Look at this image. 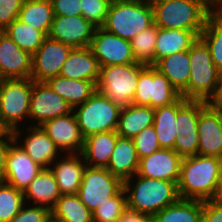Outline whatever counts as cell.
Wrapping results in <instances>:
<instances>
[{
  "label": "cell",
  "instance_id": "603a6c76",
  "mask_svg": "<svg viewBox=\"0 0 222 222\" xmlns=\"http://www.w3.org/2000/svg\"><path fill=\"white\" fill-rule=\"evenodd\" d=\"M118 136L116 131H108L86 137L80 154L86 166L107 168Z\"/></svg>",
  "mask_w": 222,
  "mask_h": 222
},
{
  "label": "cell",
  "instance_id": "30bf717a",
  "mask_svg": "<svg viewBox=\"0 0 222 222\" xmlns=\"http://www.w3.org/2000/svg\"><path fill=\"white\" fill-rule=\"evenodd\" d=\"M123 188V182L107 168L86 166L78 190L81 202L93 212Z\"/></svg>",
  "mask_w": 222,
  "mask_h": 222
},
{
  "label": "cell",
  "instance_id": "f1b7e54d",
  "mask_svg": "<svg viewBox=\"0 0 222 222\" xmlns=\"http://www.w3.org/2000/svg\"><path fill=\"white\" fill-rule=\"evenodd\" d=\"M24 199H32L34 203L42 206L49 205L51 210L61 193L58 188L57 181L50 168H43V170L30 182L29 186L23 192Z\"/></svg>",
  "mask_w": 222,
  "mask_h": 222
},
{
  "label": "cell",
  "instance_id": "ee69618b",
  "mask_svg": "<svg viewBox=\"0 0 222 222\" xmlns=\"http://www.w3.org/2000/svg\"><path fill=\"white\" fill-rule=\"evenodd\" d=\"M199 136L176 135L174 151L182 158L197 155Z\"/></svg>",
  "mask_w": 222,
  "mask_h": 222
},
{
  "label": "cell",
  "instance_id": "d590c367",
  "mask_svg": "<svg viewBox=\"0 0 222 222\" xmlns=\"http://www.w3.org/2000/svg\"><path fill=\"white\" fill-rule=\"evenodd\" d=\"M199 100H186L181 96L177 100L175 131L178 135L199 136L198 134Z\"/></svg>",
  "mask_w": 222,
  "mask_h": 222
},
{
  "label": "cell",
  "instance_id": "b9f144b4",
  "mask_svg": "<svg viewBox=\"0 0 222 222\" xmlns=\"http://www.w3.org/2000/svg\"><path fill=\"white\" fill-rule=\"evenodd\" d=\"M51 217V210L48 206H34L27 209L21 207L19 213L9 222H47Z\"/></svg>",
  "mask_w": 222,
  "mask_h": 222
},
{
  "label": "cell",
  "instance_id": "4316f807",
  "mask_svg": "<svg viewBox=\"0 0 222 222\" xmlns=\"http://www.w3.org/2000/svg\"><path fill=\"white\" fill-rule=\"evenodd\" d=\"M28 131H32L25 139V144L21 147L28 156L43 168H49L59 150L53 140L45 133L41 126H32Z\"/></svg>",
  "mask_w": 222,
  "mask_h": 222
},
{
  "label": "cell",
  "instance_id": "f35d334b",
  "mask_svg": "<svg viewBox=\"0 0 222 222\" xmlns=\"http://www.w3.org/2000/svg\"><path fill=\"white\" fill-rule=\"evenodd\" d=\"M125 191L122 188L115 196L96 208L93 214V222H117L127 208Z\"/></svg>",
  "mask_w": 222,
  "mask_h": 222
},
{
  "label": "cell",
  "instance_id": "7a4b0ae2",
  "mask_svg": "<svg viewBox=\"0 0 222 222\" xmlns=\"http://www.w3.org/2000/svg\"><path fill=\"white\" fill-rule=\"evenodd\" d=\"M189 58L188 100L214 103L220 95L222 72L213 64L210 50L200 37L189 49Z\"/></svg>",
  "mask_w": 222,
  "mask_h": 222
},
{
  "label": "cell",
  "instance_id": "277c9868",
  "mask_svg": "<svg viewBox=\"0 0 222 222\" xmlns=\"http://www.w3.org/2000/svg\"><path fill=\"white\" fill-rule=\"evenodd\" d=\"M153 24V7L142 0H112L102 28L130 41Z\"/></svg>",
  "mask_w": 222,
  "mask_h": 222
},
{
  "label": "cell",
  "instance_id": "9a60e30c",
  "mask_svg": "<svg viewBox=\"0 0 222 222\" xmlns=\"http://www.w3.org/2000/svg\"><path fill=\"white\" fill-rule=\"evenodd\" d=\"M73 108L45 82H33L29 117L38 120V126L59 116L71 113Z\"/></svg>",
  "mask_w": 222,
  "mask_h": 222
},
{
  "label": "cell",
  "instance_id": "681fc988",
  "mask_svg": "<svg viewBox=\"0 0 222 222\" xmlns=\"http://www.w3.org/2000/svg\"><path fill=\"white\" fill-rule=\"evenodd\" d=\"M205 3L210 7L212 4L219 6L217 10L222 11V0H204Z\"/></svg>",
  "mask_w": 222,
  "mask_h": 222
},
{
  "label": "cell",
  "instance_id": "7c38bea8",
  "mask_svg": "<svg viewBox=\"0 0 222 222\" xmlns=\"http://www.w3.org/2000/svg\"><path fill=\"white\" fill-rule=\"evenodd\" d=\"M73 48L60 41L47 37L32 55L31 79L46 82L60 75L61 68Z\"/></svg>",
  "mask_w": 222,
  "mask_h": 222
},
{
  "label": "cell",
  "instance_id": "44dd1931",
  "mask_svg": "<svg viewBox=\"0 0 222 222\" xmlns=\"http://www.w3.org/2000/svg\"><path fill=\"white\" fill-rule=\"evenodd\" d=\"M99 74L100 65L90 47L73 48L60 71L63 77L93 81L96 84Z\"/></svg>",
  "mask_w": 222,
  "mask_h": 222
},
{
  "label": "cell",
  "instance_id": "1f68e13d",
  "mask_svg": "<svg viewBox=\"0 0 222 222\" xmlns=\"http://www.w3.org/2000/svg\"><path fill=\"white\" fill-rule=\"evenodd\" d=\"M51 216L60 222H93L92 212L78 194L61 195L51 209Z\"/></svg>",
  "mask_w": 222,
  "mask_h": 222
},
{
  "label": "cell",
  "instance_id": "f5cc1de1",
  "mask_svg": "<svg viewBox=\"0 0 222 222\" xmlns=\"http://www.w3.org/2000/svg\"><path fill=\"white\" fill-rule=\"evenodd\" d=\"M47 222H60L56 219H54L52 216L47 220Z\"/></svg>",
  "mask_w": 222,
  "mask_h": 222
},
{
  "label": "cell",
  "instance_id": "f6af8a7d",
  "mask_svg": "<svg viewBox=\"0 0 222 222\" xmlns=\"http://www.w3.org/2000/svg\"><path fill=\"white\" fill-rule=\"evenodd\" d=\"M201 222H222V200L211 199L202 201Z\"/></svg>",
  "mask_w": 222,
  "mask_h": 222
},
{
  "label": "cell",
  "instance_id": "f546056e",
  "mask_svg": "<svg viewBox=\"0 0 222 222\" xmlns=\"http://www.w3.org/2000/svg\"><path fill=\"white\" fill-rule=\"evenodd\" d=\"M53 18L51 0H24L17 19L48 36Z\"/></svg>",
  "mask_w": 222,
  "mask_h": 222
},
{
  "label": "cell",
  "instance_id": "83f0119b",
  "mask_svg": "<svg viewBox=\"0 0 222 222\" xmlns=\"http://www.w3.org/2000/svg\"><path fill=\"white\" fill-rule=\"evenodd\" d=\"M70 154L71 156L58 162L54 168H50L55 176L61 195L78 193L86 167V164H82V160L80 161V158L75 153Z\"/></svg>",
  "mask_w": 222,
  "mask_h": 222
},
{
  "label": "cell",
  "instance_id": "ac0fdd59",
  "mask_svg": "<svg viewBox=\"0 0 222 222\" xmlns=\"http://www.w3.org/2000/svg\"><path fill=\"white\" fill-rule=\"evenodd\" d=\"M1 80L31 78L32 55L0 31Z\"/></svg>",
  "mask_w": 222,
  "mask_h": 222
},
{
  "label": "cell",
  "instance_id": "ffe728a7",
  "mask_svg": "<svg viewBox=\"0 0 222 222\" xmlns=\"http://www.w3.org/2000/svg\"><path fill=\"white\" fill-rule=\"evenodd\" d=\"M139 159L131 138L118 136L115 148L111 154L107 169L123 182L125 193L132 190L130 180L137 174Z\"/></svg>",
  "mask_w": 222,
  "mask_h": 222
},
{
  "label": "cell",
  "instance_id": "c3c4849f",
  "mask_svg": "<svg viewBox=\"0 0 222 222\" xmlns=\"http://www.w3.org/2000/svg\"><path fill=\"white\" fill-rule=\"evenodd\" d=\"M117 222H153V216L137 212L127 207Z\"/></svg>",
  "mask_w": 222,
  "mask_h": 222
},
{
  "label": "cell",
  "instance_id": "cb8c5ba5",
  "mask_svg": "<svg viewBox=\"0 0 222 222\" xmlns=\"http://www.w3.org/2000/svg\"><path fill=\"white\" fill-rule=\"evenodd\" d=\"M201 32L157 27L155 63L163 57L189 50Z\"/></svg>",
  "mask_w": 222,
  "mask_h": 222
},
{
  "label": "cell",
  "instance_id": "db71d44e",
  "mask_svg": "<svg viewBox=\"0 0 222 222\" xmlns=\"http://www.w3.org/2000/svg\"><path fill=\"white\" fill-rule=\"evenodd\" d=\"M219 199L222 200V182H221V188H220V192H219Z\"/></svg>",
  "mask_w": 222,
  "mask_h": 222
},
{
  "label": "cell",
  "instance_id": "e575fe53",
  "mask_svg": "<svg viewBox=\"0 0 222 222\" xmlns=\"http://www.w3.org/2000/svg\"><path fill=\"white\" fill-rule=\"evenodd\" d=\"M208 46L213 64L222 72V11L215 9L199 36Z\"/></svg>",
  "mask_w": 222,
  "mask_h": 222
},
{
  "label": "cell",
  "instance_id": "2e32d148",
  "mask_svg": "<svg viewBox=\"0 0 222 222\" xmlns=\"http://www.w3.org/2000/svg\"><path fill=\"white\" fill-rule=\"evenodd\" d=\"M42 170L43 167L35 163L21 145H9L3 182L24 192Z\"/></svg>",
  "mask_w": 222,
  "mask_h": 222
},
{
  "label": "cell",
  "instance_id": "11a10c76",
  "mask_svg": "<svg viewBox=\"0 0 222 222\" xmlns=\"http://www.w3.org/2000/svg\"><path fill=\"white\" fill-rule=\"evenodd\" d=\"M4 129L0 126V133L3 131Z\"/></svg>",
  "mask_w": 222,
  "mask_h": 222
},
{
  "label": "cell",
  "instance_id": "d6a6232c",
  "mask_svg": "<svg viewBox=\"0 0 222 222\" xmlns=\"http://www.w3.org/2000/svg\"><path fill=\"white\" fill-rule=\"evenodd\" d=\"M177 116V101L171 105L154 109L153 127L161 148L174 149L176 131L175 120Z\"/></svg>",
  "mask_w": 222,
  "mask_h": 222
},
{
  "label": "cell",
  "instance_id": "f907efd6",
  "mask_svg": "<svg viewBox=\"0 0 222 222\" xmlns=\"http://www.w3.org/2000/svg\"><path fill=\"white\" fill-rule=\"evenodd\" d=\"M219 108H222V85L218 99L214 102Z\"/></svg>",
  "mask_w": 222,
  "mask_h": 222
},
{
  "label": "cell",
  "instance_id": "8fae6325",
  "mask_svg": "<svg viewBox=\"0 0 222 222\" xmlns=\"http://www.w3.org/2000/svg\"><path fill=\"white\" fill-rule=\"evenodd\" d=\"M197 154L222 159L221 108L199 100Z\"/></svg>",
  "mask_w": 222,
  "mask_h": 222
},
{
  "label": "cell",
  "instance_id": "8d00e7d4",
  "mask_svg": "<svg viewBox=\"0 0 222 222\" xmlns=\"http://www.w3.org/2000/svg\"><path fill=\"white\" fill-rule=\"evenodd\" d=\"M156 37L157 26L153 24L130 40L133 57L137 63L155 64Z\"/></svg>",
  "mask_w": 222,
  "mask_h": 222
},
{
  "label": "cell",
  "instance_id": "9c48e42d",
  "mask_svg": "<svg viewBox=\"0 0 222 222\" xmlns=\"http://www.w3.org/2000/svg\"><path fill=\"white\" fill-rule=\"evenodd\" d=\"M181 94L153 65H146L139 74L133 103L155 109L176 102Z\"/></svg>",
  "mask_w": 222,
  "mask_h": 222
},
{
  "label": "cell",
  "instance_id": "836d02e7",
  "mask_svg": "<svg viewBox=\"0 0 222 222\" xmlns=\"http://www.w3.org/2000/svg\"><path fill=\"white\" fill-rule=\"evenodd\" d=\"M22 50L33 55L48 37L44 32L15 19L4 30Z\"/></svg>",
  "mask_w": 222,
  "mask_h": 222
},
{
  "label": "cell",
  "instance_id": "bcb514c9",
  "mask_svg": "<svg viewBox=\"0 0 222 222\" xmlns=\"http://www.w3.org/2000/svg\"><path fill=\"white\" fill-rule=\"evenodd\" d=\"M54 15L79 16L82 15L81 0H51Z\"/></svg>",
  "mask_w": 222,
  "mask_h": 222
},
{
  "label": "cell",
  "instance_id": "484cf974",
  "mask_svg": "<svg viewBox=\"0 0 222 222\" xmlns=\"http://www.w3.org/2000/svg\"><path fill=\"white\" fill-rule=\"evenodd\" d=\"M153 121V108L131 104L121 108L116 132L121 137L132 139L145 128L152 126Z\"/></svg>",
  "mask_w": 222,
  "mask_h": 222
},
{
  "label": "cell",
  "instance_id": "7dc6e473",
  "mask_svg": "<svg viewBox=\"0 0 222 222\" xmlns=\"http://www.w3.org/2000/svg\"><path fill=\"white\" fill-rule=\"evenodd\" d=\"M18 129H14L12 132L7 131V130H3L0 133V182L3 181L4 179V171H5V166H6V158H7V154H8V148H9V144H17L16 142L18 141L17 138L20 135L19 130ZM6 136V138L8 139L7 141H5L2 137Z\"/></svg>",
  "mask_w": 222,
  "mask_h": 222
},
{
  "label": "cell",
  "instance_id": "816d5d0a",
  "mask_svg": "<svg viewBox=\"0 0 222 222\" xmlns=\"http://www.w3.org/2000/svg\"><path fill=\"white\" fill-rule=\"evenodd\" d=\"M143 2L147 3L150 6H154L157 3L163 2L165 0H142Z\"/></svg>",
  "mask_w": 222,
  "mask_h": 222
},
{
  "label": "cell",
  "instance_id": "7bdbcfd3",
  "mask_svg": "<svg viewBox=\"0 0 222 222\" xmlns=\"http://www.w3.org/2000/svg\"><path fill=\"white\" fill-rule=\"evenodd\" d=\"M24 0H0V31L18 18Z\"/></svg>",
  "mask_w": 222,
  "mask_h": 222
},
{
  "label": "cell",
  "instance_id": "60d3db41",
  "mask_svg": "<svg viewBox=\"0 0 222 222\" xmlns=\"http://www.w3.org/2000/svg\"><path fill=\"white\" fill-rule=\"evenodd\" d=\"M132 140L136 148L138 159L151 155L155 151L161 149L153 125L142 130L139 134L134 136Z\"/></svg>",
  "mask_w": 222,
  "mask_h": 222
},
{
  "label": "cell",
  "instance_id": "6da1fadb",
  "mask_svg": "<svg viewBox=\"0 0 222 222\" xmlns=\"http://www.w3.org/2000/svg\"><path fill=\"white\" fill-rule=\"evenodd\" d=\"M222 182V159L194 155L184 157L177 183L182 199H218Z\"/></svg>",
  "mask_w": 222,
  "mask_h": 222
},
{
  "label": "cell",
  "instance_id": "3957f363",
  "mask_svg": "<svg viewBox=\"0 0 222 222\" xmlns=\"http://www.w3.org/2000/svg\"><path fill=\"white\" fill-rule=\"evenodd\" d=\"M152 7L157 27L186 31H202L214 10L204 0H165Z\"/></svg>",
  "mask_w": 222,
  "mask_h": 222
},
{
  "label": "cell",
  "instance_id": "52a82bcc",
  "mask_svg": "<svg viewBox=\"0 0 222 222\" xmlns=\"http://www.w3.org/2000/svg\"><path fill=\"white\" fill-rule=\"evenodd\" d=\"M31 78L0 80V126L12 132L23 117L29 118Z\"/></svg>",
  "mask_w": 222,
  "mask_h": 222
},
{
  "label": "cell",
  "instance_id": "74e56055",
  "mask_svg": "<svg viewBox=\"0 0 222 222\" xmlns=\"http://www.w3.org/2000/svg\"><path fill=\"white\" fill-rule=\"evenodd\" d=\"M23 191L0 182V222H9L24 205Z\"/></svg>",
  "mask_w": 222,
  "mask_h": 222
},
{
  "label": "cell",
  "instance_id": "7402d4cb",
  "mask_svg": "<svg viewBox=\"0 0 222 222\" xmlns=\"http://www.w3.org/2000/svg\"><path fill=\"white\" fill-rule=\"evenodd\" d=\"M153 66L169 80L181 96L188 100L189 50L163 57Z\"/></svg>",
  "mask_w": 222,
  "mask_h": 222
},
{
  "label": "cell",
  "instance_id": "4fadbf2b",
  "mask_svg": "<svg viewBox=\"0 0 222 222\" xmlns=\"http://www.w3.org/2000/svg\"><path fill=\"white\" fill-rule=\"evenodd\" d=\"M90 48L100 67L135 63L130 41L96 27Z\"/></svg>",
  "mask_w": 222,
  "mask_h": 222
},
{
  "label": "cell",
  "instance_id": "4dcf8cb0",
  "mask_svg": "<svg viewBox=\"0 0 222 222\" xmlns=\"http://www.w3.org/2000/svg\"><path fill=\"white\" fill-rule=\"evenodd\" d=\"M202 201L179 198L153 216V222H201Z\"/></svg>",
  "mask_w": 222,
  "mask_h": 222
},
{
  "label": "cell",
  "instance_id": "d6986e66",
  "mask_svg": "<svg viewBox=\"0 0 222 222\" xmlns=\"http://www.w3.org/2000/svg\"><path fill=\"white\" fill-rule=\"evenodd\" d=\"M68 113L44 122L41 128L53 140L59 150L82 153L84 137L77 124L75 115Z\"/></svg>",
  "mask_w": 222,
  "mask_h": 222
},
{
  "label": "cell",
  "instance_id": "5b68a950",
  "mask_svg": "<svg viewBox=\"0 0 222 222\" xmlns=\"http://www.w3.org/2000/svg\"><path fill=\"white\" fill-rule=\"evenodd\" d=\"M145 66L135 62L100 67L97 90L121 108L127 107L133 103L139 74Z\"/></svg>",
  "mask_w": 222,
  "mask_h": 222
},
{
  "label": "cell",
  "instance_id": "8992f818",
  "mask_svg": "<svg viewBox=\"0 0 222 222\" xmlns=\"http://www.w3.org/2000/svg\"><path fill=\"white\" fill-rule=\"evenodd\" d=\"M137 177L136 185L126 197L129 209L154 216L180 198L176 182L139 175Z\"/></svg>",
  "mask_w": 222,
  "mask_h": 222
},
{
  "label": "cell",
  "instance_id": "d4e9b609",
  "mask_svg": "<svg viewBox=\"0 0 222 222\" xmlns=\"http://www.w3.org/2000/svg\"><path fill=\"white\" fill-rule=\"evenodd\" d=\"M45 83L73 109L87 101L97 91V84L93 81L75 80L61 75L50 78Z\"/></svg>",
  "mask_w": 222,
  "mask_h": 222
},
{
  "label": "cell",
  "instance_id": "ba28073f",
  "mask_svg": "<svg viewBox=\"0 0 222 222\" xmlns=\"http://www.w3.org/2000/svg\"><path fill=\"white\" fill-rule=\"evenodd\" d=\"M78 107L74 115L84 138L96 133L116 131L121 107L98 90Z\"/></svg>",
  "mask_w": 222,
  "mask_h": 222
},
{
  "label": "cell",
  "instance_id": "e0dca14e",
  "mask_svg": "<svg viewBox=\"0 0 222 222\" xmlns=\"http://www.w3.org/2000/svg\"><path fill=\"white\" fill-rule=\"evenodd\" d=\"M182 159L173 149L161 148L139 159L136 175L178 183Z\"/></svg>",
  "mask_w": 222,
  "mask_h": 222
},
{
  "label": "cell",
  "instance_id": "5bb4252c",
  "mask_svg": "<svg viewBox=\"0 0 222 222\" xmlns=\"http://www.w3.org/2000/svg\"><path fill=\"white\" fill-rule=\"evenodd\" d=\"M96 27L82 15H54L48 37L72 48L90 47Z\"/></svg>",
  "mask_w": 222,
  "mask_h": 222
},
{
  "label": "cell",
  "instance_id": "ab89813d",
  "mask_svg": "<svg viewBox=\"0 0 222 222\" xmlns=\"http://www.w3.org/2000/svg\"><path fill=\"white\" fill-rule=\"evenodd\" d=\"M112 0H81L82 16L95 27H102Z\"/></svg>",
  "mask_w": 222,
  "mask_h": 222
}]
</instances>
